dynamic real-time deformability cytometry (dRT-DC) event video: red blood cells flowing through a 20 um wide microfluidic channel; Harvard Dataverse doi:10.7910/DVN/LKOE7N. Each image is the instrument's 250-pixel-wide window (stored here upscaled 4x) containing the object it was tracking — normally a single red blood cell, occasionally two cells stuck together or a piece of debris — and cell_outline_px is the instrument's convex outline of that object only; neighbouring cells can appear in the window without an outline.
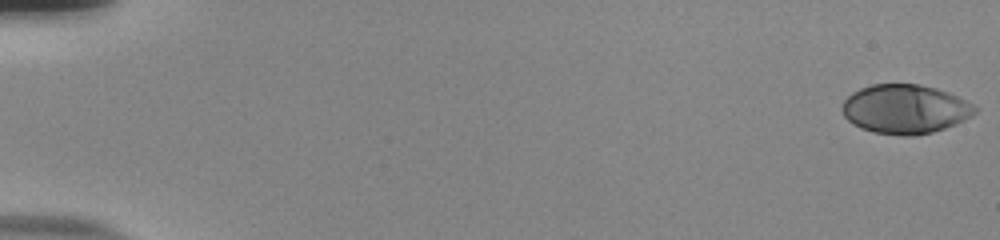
{"species": "human", "species_latin": "Homo sapiens", "temperature_condition": "room temperature", "stored_images_in_passage": 54, "camera_frame_rate_fps": 3000, "um_per_image_px": 0.085, "donor": {"sex": "male"}, "frame": {"image": 1, "passage_image": 1, "time_ms": 0.0, "image_size_px": [1000, 240], "cell_outline_px": [[976, 112], [972, 116], [956, 124], [932, 132], [912, 136], [900, 136], [872, 132], [860, 128], [852, 124], [844, 116], [840, 108], [844, 100], [852, 92], [860, 88], [872, 84], [920, 84], [936, 88], [948, 92], [972, 104], [976, 108]], "centroid_in_image_um": [76.89, 9.28], "position_along_channel_um": 8.1, "area_um2": 38.21}}
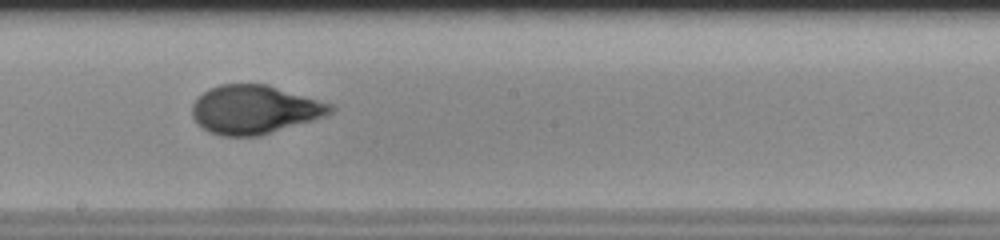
{"frame": {"image": 2, "passage_image": 32, "time_ms": 10.333, "image_size_px": [1000, 240], "cell_outline_px": [[336, 108], [332, 112], [324, 116], [312, 120], [260, 136], [220, 136], [208, 132], [196, 124], [192, 116], [192, 104], [208, 88], [220, 84], [268, 84], [332, 104]], "centroid_in_image_um": [21.61, 9.32], "position_along_channel_um": 226.6, "area_um2": 39.36}}
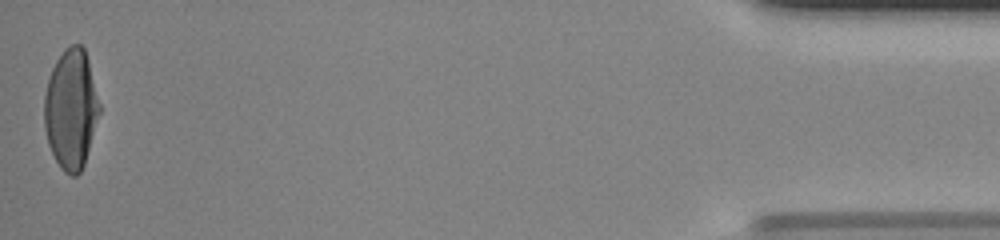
{"frame": {"image": 3, "passage_image": 54, "time_ms": 17.667, "image_size_px": [1000, 240], "cell_outline_px": [[100, 112], [84, 164], [80, 172], [76, 176], [72, 176], [64, 172], [60, 168], [48, 144], [44, 128], [44, 96], [48, 80], [52, 68], [56, 60], [64, 48], [72, 44], [80, 44], [84, 48], [88, 60], [100, 104]], "centroid_in_image_um": [6.03, 9.27], "position_along_channel_um": 429.2, "area_um2": 38.49}, "authors_computed_cell_mechanics": {"area_um2": 38.1769, "velocity_mm_per_s": 3.8798, "shape_relaxation_time_tau1_ms": 7.6009, "shape_relaxation_time_tau2_ms": null, "deformation_change_tau1": 0.2945, "deformation_change_tau2": null}}